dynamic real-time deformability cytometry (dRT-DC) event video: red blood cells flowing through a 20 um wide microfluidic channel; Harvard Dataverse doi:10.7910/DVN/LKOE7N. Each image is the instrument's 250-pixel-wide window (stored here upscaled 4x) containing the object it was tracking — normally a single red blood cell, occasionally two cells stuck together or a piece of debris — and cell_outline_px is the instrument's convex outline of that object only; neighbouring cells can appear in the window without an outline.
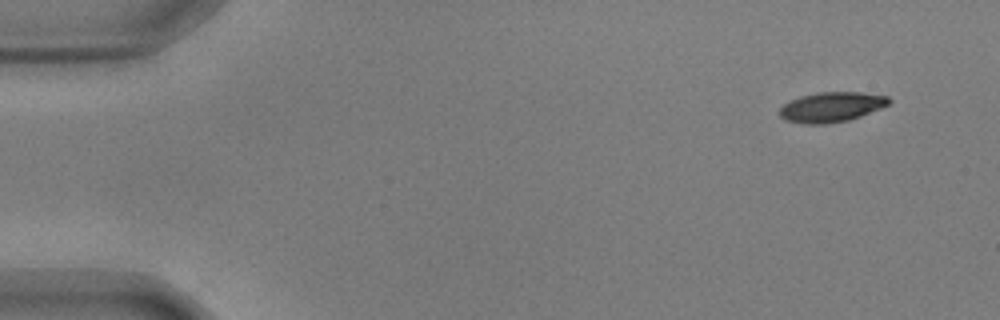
{"species": "common noctule bat (a hibernating species)", "species_latin": "Nyctalus noctula", "temperature_condition": "warm", "stored_images_in_passage": 53, "camera_frame_rate_fps": 3000, "um_per_image_px": 0.085, "animal": {"sex": "male", "body_mass_g": 17.9, "forearm_length_mm": 54.2}, "frame": {"image": 1, "passage_image": 1, "time_ms": 0.0, "image_size_px": [1000, 320], "cell_outline_px": [[892, 100], [888, 104], [880, 108], [860, 116], [848, 120], [828, 124], [804, 124], [784, 120], [780, 116], [780, 108], [784, 104], [800, 96], [820, 92], [860, 92], [888, 96]], "centroid_in_image_um": [70.66, 9.1], "position_along_channel_um": 14.3, "area_um2": 19.02}}
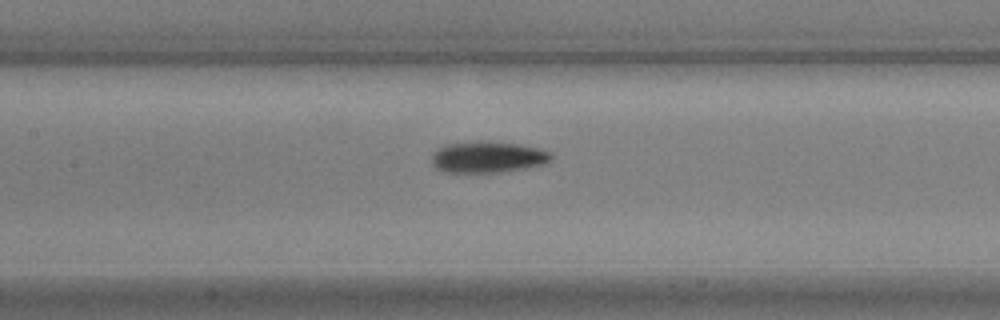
{"frame": {"image": 2, "passage_image": 23, "time_ms": 7.333, "image_size_px": [1000, 320], "cell_outline_px": [[552, 160], [544, 164], [528, 168], [500, 172], [440, 172], [432, 164], [432, 152], [444, 144], [480, 140], [488, 140], [520, 144], [552, 152]], "centroid_in_image_um": [41.44, 13.34], "position_along_channel_um": 166.0, "area_um2": 22.31}}
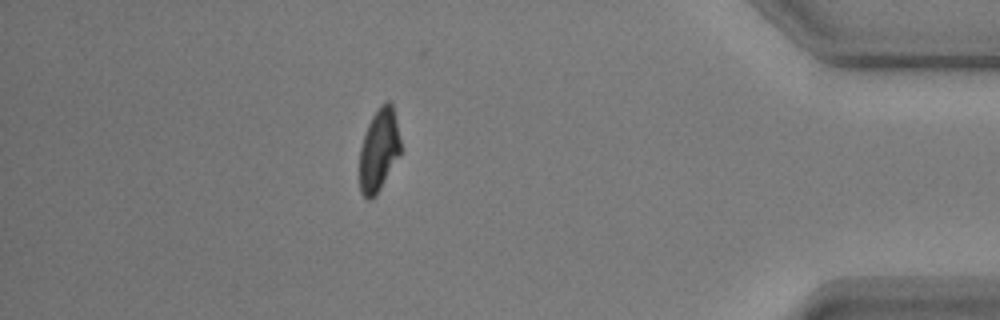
{"frame": {"image": 3, "passage_image": 46, "time_ms": 15.0, "image_size_px": [1000, 320], "cell_outline_px": [[400, 152], [376, 196], [368, 200], [360, 192], [360, 148], [368, 124], [372, 116], [380, 104], [388, 100], [392, 104], [396, 120], [400, 140]], "centroid_in_image_um": [32.19, 12.74], "position_along_channel_um": 403.0, "area_um2": 19.42}, "authors_computed_cell_mechanics": {"area_um2": 20.5768, "velocity_mm_per_s": 3.6257, "shape_relaxation_time_tau1_ms": 3.2646, "shape_relaxation_time_tau2_ms": 2.3211, "deformation_change_tau1": 0.1657, "deformation_change_tau2": 0.0797}}